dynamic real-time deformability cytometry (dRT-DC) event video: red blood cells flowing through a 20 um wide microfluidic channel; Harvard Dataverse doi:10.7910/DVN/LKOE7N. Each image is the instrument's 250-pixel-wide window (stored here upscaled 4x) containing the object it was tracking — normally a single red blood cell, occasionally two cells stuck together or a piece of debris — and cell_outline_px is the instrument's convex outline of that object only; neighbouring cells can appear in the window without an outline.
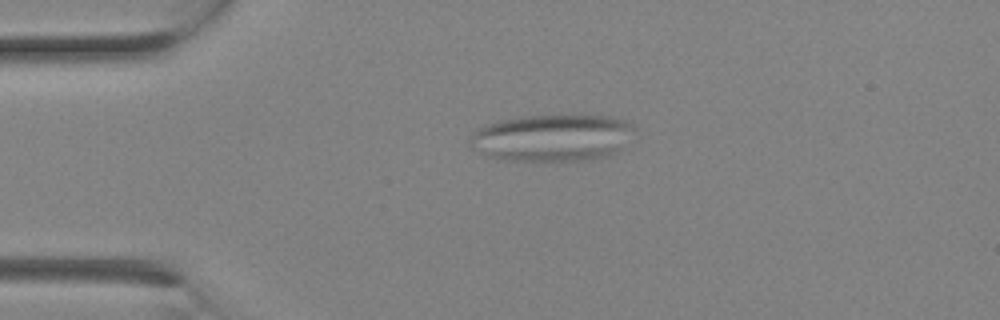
{"species": "Egyptian fruit bat (a non-hibernating species)", "species_latin": "Rousettus aegyptiacus", "temperature_condition": "room temperature", "stored_images_in_passage": 1, "camera_frame_rate_fps": 3000, "um_per_image_px": 0.085, "animal": {"sex": "female"}, "frame": {"image": 1, "passage_image": 1, "time_ms": 0.0, "image_size_px": [1000, 320], "cell_outline_px": [[636, 128], [624, 148], [612, 156], [588, 160], [504, 160], [488, 156], [472, 148], [468, 140], [472, 132], [476, 128], [500, 120], [524, 116], [608, 116], [628, 120]], "centroid_in_image_um": [46.98, 11.72], "position_along_channel_um": 38.0, "area_um2": 45.37}}